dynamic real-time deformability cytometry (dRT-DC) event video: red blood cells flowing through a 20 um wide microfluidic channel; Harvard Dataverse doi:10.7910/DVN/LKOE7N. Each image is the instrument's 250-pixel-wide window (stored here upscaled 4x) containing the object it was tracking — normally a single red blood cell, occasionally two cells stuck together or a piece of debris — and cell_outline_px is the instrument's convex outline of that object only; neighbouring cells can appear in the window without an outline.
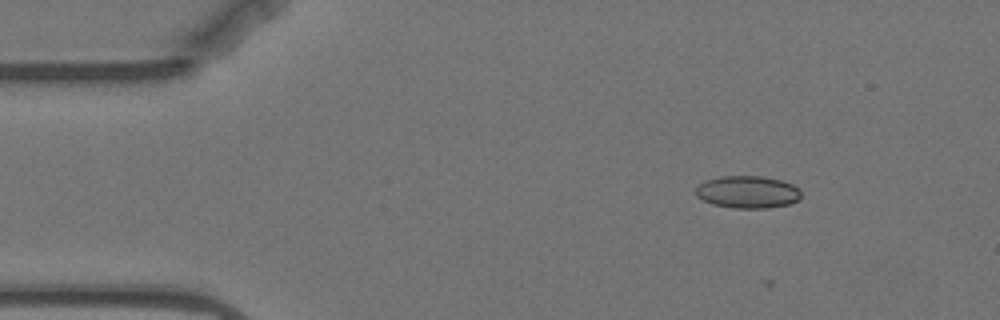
{"species": "Egyptian fruit bat (a non-hibernating species)", "species_latin": "Rousettus aegyptiacus", "temperature_condition": "warm", "stored_images_in_passage": 12, "camera_frame_rate_fps": 3000, "um_per_image_px": 0.085, "animal": {"sex": "female"}, "frame": {"image": 1, "passage_image": 6, "time_ms": 1.667, "image_size_px": [1000, 320], "cell_outline_px": [[800, 200], [788, 204], [768, 208], [736, 208], [712, 204], [696, 196], [696, 188], [704, 180], [720, 176], [760, 176], [780, 180], [792, 184], [800, 188]], "centroid_in_image_um": [63.55, 16.32], "position_along_channel_um": 21.4, "area_um2": 19.88}}